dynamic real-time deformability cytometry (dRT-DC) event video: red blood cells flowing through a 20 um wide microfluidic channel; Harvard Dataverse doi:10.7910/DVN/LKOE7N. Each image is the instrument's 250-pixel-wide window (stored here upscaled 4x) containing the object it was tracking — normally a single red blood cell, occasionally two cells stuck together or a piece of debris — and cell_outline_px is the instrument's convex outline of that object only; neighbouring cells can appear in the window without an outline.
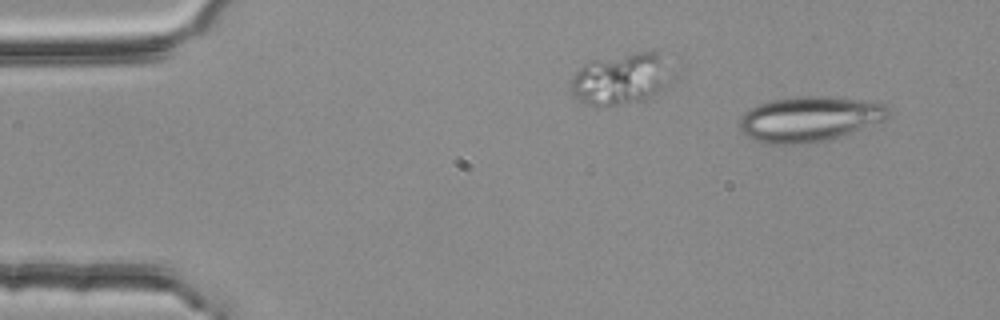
{"species": "common noctule bat (a hibernating species)", "species_latin": "Nyctalus noctula", "temperature_condition": "room temperature", "stored_images_in_passage": 2, "segment_of_instrument_passage": [2, 2], "camera_frame_rate_fps": 3000, "um_per_image_px": 0.085, "animal": {"sex": "female", "body_mass_g": 25.1}, "frame": {"image": 1, "passage_image": 2, "time_ms": 0.333, "image_size_px": [1000, 320], "cell_outline_px": [[888, 120], [840, 136], [824, 140], [804, 144], [772, 144], [756, 140], [740, 132], [740, 116], [744, 112], [768, 100], [792, 96], [828, 96], [860, 100], [884, 104], [888, 108]], "centroid_in_image_um": [68.79, 10.1], "position_along_channel_um": 16.2, "area_um2": 39.25}}